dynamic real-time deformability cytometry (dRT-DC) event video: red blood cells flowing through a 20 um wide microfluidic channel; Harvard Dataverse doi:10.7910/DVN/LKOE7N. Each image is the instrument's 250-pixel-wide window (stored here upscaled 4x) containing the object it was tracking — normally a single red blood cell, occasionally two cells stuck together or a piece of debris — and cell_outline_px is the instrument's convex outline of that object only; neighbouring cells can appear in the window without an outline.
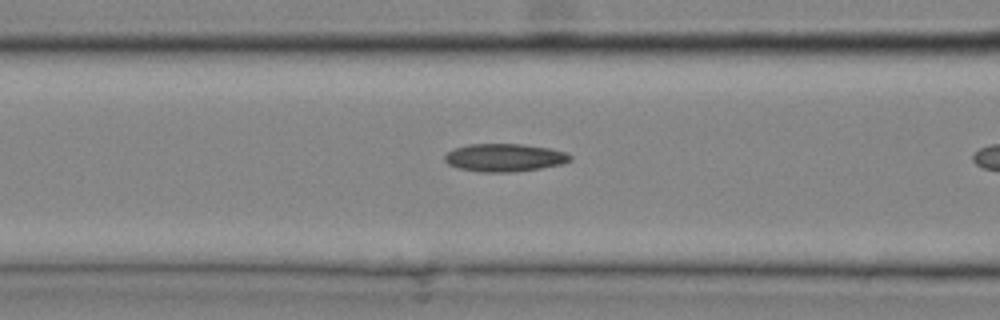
{"species": "common noctule bat (a hibernating species)", "species_latin": "Nyctalus noctula", "temperature_condition": "cold", "stored_images_in_passage": 7, "camera_frame_rate_fps": 3000, "um_per_image_px": 0.085, "animal": {"sex": "male", "body_mass_g": 20.4}, "frame": {"image": 1, "passage_image": 6, "time_ms": 1.667, "image_size_px": [1000, 320], "cell_outline_px": [[572, 160], [560, 164], [540, 168], [516, 172], [480, 172], [460, 168], [448, 164], [444, 160], [444, 156], [448, 152], [456, 148], [468, 144], [520, 144], [548, 148], [564, 152], [572, 156]], "centroid_in_image_um": [42.87, 13.4], "position_along_channel_um": 123.7, "area_um2": 20.23}}